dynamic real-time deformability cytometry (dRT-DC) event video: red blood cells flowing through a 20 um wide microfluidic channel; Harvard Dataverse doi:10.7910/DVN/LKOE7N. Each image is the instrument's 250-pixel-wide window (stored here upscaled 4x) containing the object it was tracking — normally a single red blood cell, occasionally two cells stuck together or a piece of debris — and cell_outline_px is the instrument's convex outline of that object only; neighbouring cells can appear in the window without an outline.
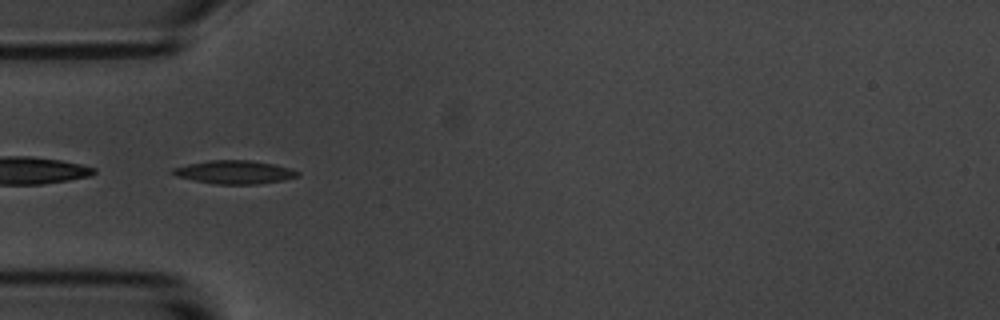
{"species": "common noctule bat (a hibernating species)", "species_latin": "Nyctalus noctula", "temperature_condition": "room temperature", "stored_images_in_passage": 54, "camera_frame_rate_fps": 3000, "um_per_image_px": 0.085, "animal": {"sex": "male", "body_mass_g": 20.1, "forearm_length_mm": 53.5}, "frame": {"image": 1, "passage_image": 16, "time_ms": 5.0, "image_size_px": [1000, 320], "cell_outline_px": [[300, 176], [284, 180], [256, 184], [216, 184], [192, 180], [176, 176], [168, 172], [172, 168], [188, 164], [208, 160], [252, 160], [276, 164], [292, 168], [300, 172]], "centroid_in_image_um": [19.94, 14.62], "position_along_channel_um": 65.1, "area_um2": 17.28}}
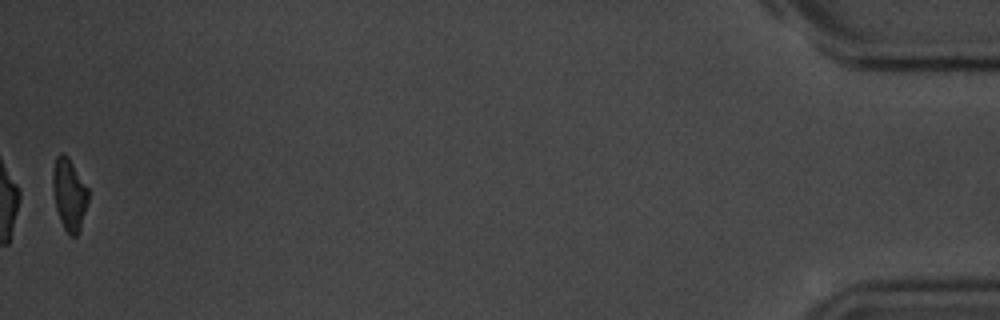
{"frame": {"image": 2, "passage_image": 54, "time_ms": 17.667, "image_size_px": [1000, 320], "cell_outline_px": [[88, 200], [80, 232], [76, 236], [72, 236], [64, 228], [60, 220], [56, 208], [52, 188], [52, 172], [56, 156], [60, 152], [64, 152], [68, 156], [88, 188]], "centroid_in_image_um": [5.88, 16.49], "position_along_channel_um": 429.3, "area_um2": 14.97}, "authors_computed_cell_mechanics": {"area_um2": 16.1551, "velocity_mm_per_s": 3.6264, "shape_relaxation_time_tau1_ms": 2.7881, "shape_relaxation_time_tau2_ms": 4.0483, "deformation_change_tau1": 0.1445, "deformation_change_tau2": 0.1157}}